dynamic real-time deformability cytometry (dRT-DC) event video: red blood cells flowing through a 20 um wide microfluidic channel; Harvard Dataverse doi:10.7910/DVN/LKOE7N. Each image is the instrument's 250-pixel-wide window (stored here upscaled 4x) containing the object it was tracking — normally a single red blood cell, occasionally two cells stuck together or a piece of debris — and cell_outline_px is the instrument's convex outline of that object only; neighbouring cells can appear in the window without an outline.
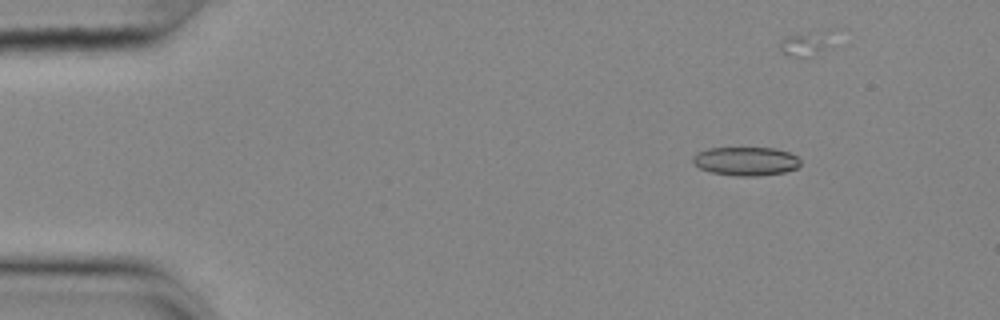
{"species": "common noctule bat (a hibernating species)", "species_latin": "Nyctalus noctula", "temperature_condition": "cold", "stored_images_in_passage": 37, "camera_frame_rate_fps": 3000, "um_per_image_px": 0.085, "animal": {"sex": "female", "body_mass_g": 25.1}, "frame": {"image": 1, "passage_image": 1, "time_ms": 0.0, "image_size_px": [1000, 320], "cell_outline_px": [[800, 164], [796, 168], [784, 172], [756, 176], [736, 176], [712, 172], [700, 168], [692, 160], [692, 156], [708, 148], [776, 148], [788, 152], [796, 156], [800, 160]], "centroid_in_image_um": [63.41, 13.7], "position_along_channel_um": 21.6, "area_um2": 17.8}}
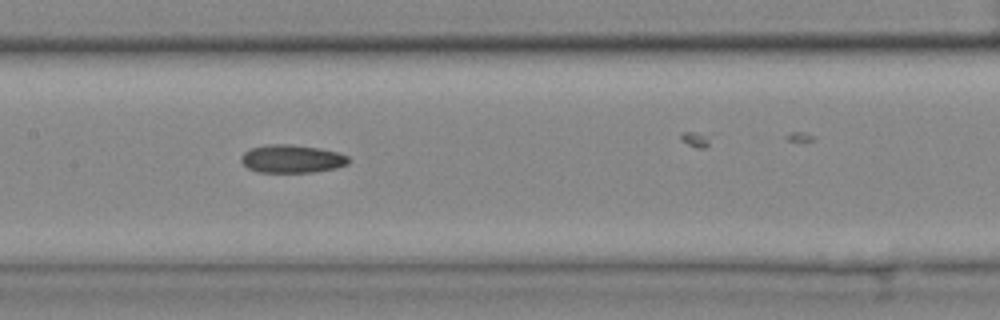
{"frame": {"image": 2, "passage_image": 21, "time_ms": 6.667, "image_size_px": [1000, 320], "cell_outline_px": [[348, 164], [336, 168], [312, 172], [260, 172], [248, 168], [240, 160], [240, 156], [244, 152], [252, 148], [268, 144], [288, 144], [316, 148], [336, 152], [348, 156]], "centroid_in_image_um": [24.78, 13.5], "position_along_channel_um": 182.6, "area_um2": 17.34}}
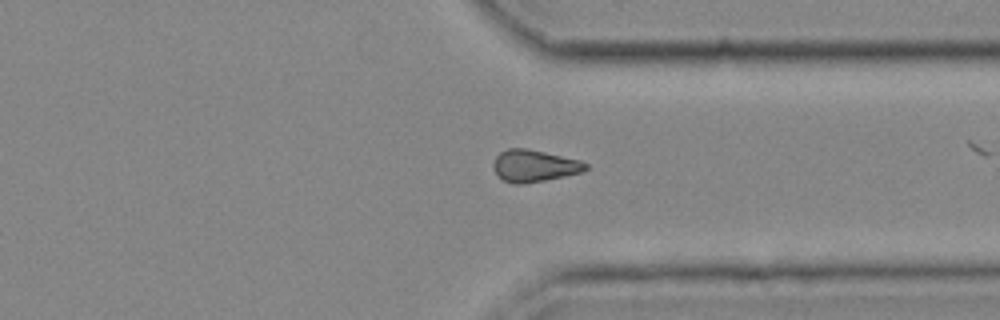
{"frame": {"image": 3, "passage_image": 36, "time_ms": 11.667, "image_size_px": [1000, 320], "cell_outline_px": [[588, 168], [580, 172], [544, 180], [520, 184], [512, 184], [504, 180], [496, 172], [492, 164], [496, 156], [500, 152], [508, 148], [528, 148], [580, 160], [588, 164]], "centroid_in_image_um": [45.39, 14.08], "position_along_channel_um": 366.0, "area_um2": 16.99}}